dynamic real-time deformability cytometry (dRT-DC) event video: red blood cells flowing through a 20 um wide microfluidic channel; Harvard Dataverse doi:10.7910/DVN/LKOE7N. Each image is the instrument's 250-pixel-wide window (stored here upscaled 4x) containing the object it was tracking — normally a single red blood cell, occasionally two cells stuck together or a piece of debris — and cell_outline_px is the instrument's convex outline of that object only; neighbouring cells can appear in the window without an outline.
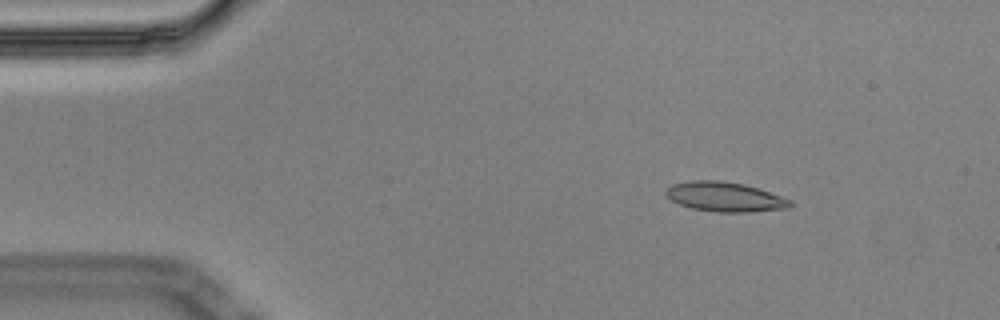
{"species": "Egyptian fruit bat (a non-hibernating species)", "species_latin": "Rousettus aegyptiacus", "temperature_condition": "cold", "stored_images_in_passage": 4, "camera_frame_rate_fps": 3000, "um_per_image_px": 0.085, "animal": {"sex": "male"}, "frame": {"image": 1, "passage_image": 2, "time_ms": 0.333, "image_size_px": [1000, 320], "cell_outline_px": [[792, 204], [788, 208], [748, 212], [716, 212], [692, 208], [680, 204], [672, 200], [664, 192], [672, 184], [692, 180], [720, 180], [744, 184], [792, 200]], "centroid_in_image_um": [61.6, 16.73], "position_along_channel_um": 23.4, "area_um2": 21.21}}